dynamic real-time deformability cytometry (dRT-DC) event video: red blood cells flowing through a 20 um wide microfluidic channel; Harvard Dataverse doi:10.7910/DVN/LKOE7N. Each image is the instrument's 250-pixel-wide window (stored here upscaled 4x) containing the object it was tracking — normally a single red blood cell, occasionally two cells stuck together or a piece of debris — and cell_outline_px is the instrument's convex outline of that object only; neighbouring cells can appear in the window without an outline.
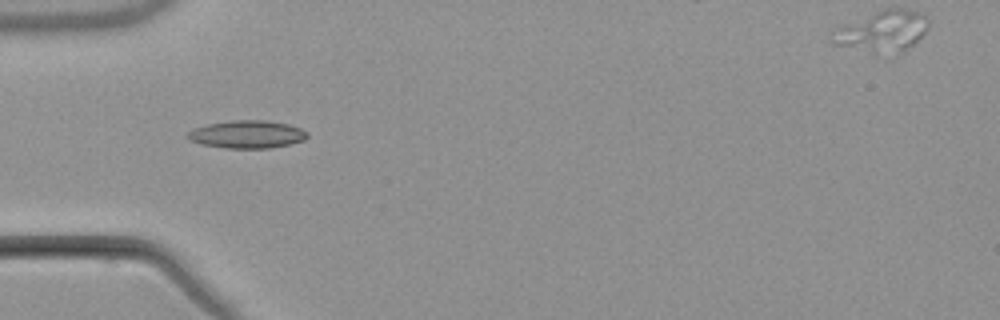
{"species": "common noctule bat (a hibernating species)", "species_latin": "Nyctalus noctula", "temperature_condition": "warm", "stored_images_in_passage": 6, "camera_frame_rate_fps": 3000, "um_per_image_px": 0.085, "animal": {"sex": "male", "body_mass_g": 21.5, "forearm_length_mm": 52.0}, "frame": {"image": 1, "passage_image": 5, "time_ms": 5.667, "image_size_px": [1000, 320], "cell_outline_px": [[308, 136], [304, 140], [288, 144], [268, 148], [224, 148], [200, 144], [188, 140], [184, 136], [188, 132], [196, 128], [208, 124], [232, 120], [264, 120], [288, 124], [300, 128], [308, 132]], "centroid_in_image_um": [20.97, 11.42], "position_along_channel_um": 64.0, "area_um2": 19.36}}
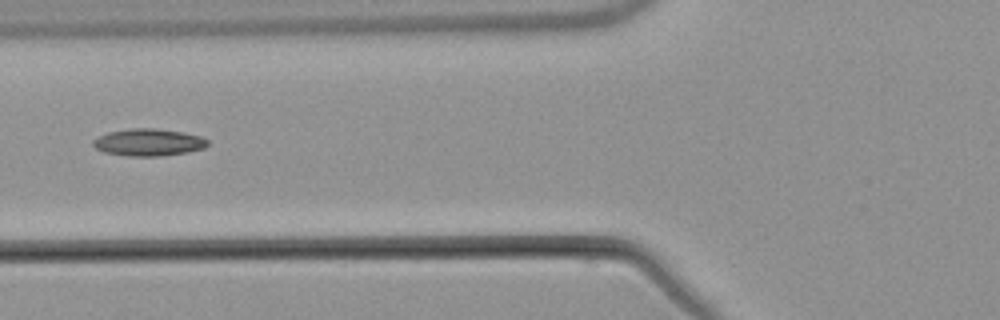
{"frame": {"image": 2, "passage_image": 6, "time_ms": 7.0, "image_size_px": [1000, 320], "cell_outline_px": [[208, 144], [204, 148], [188, 152], [160, 156], [128, 156], [104, 152], [96, 148], [92, 144], [92, 140], [108, 132], [132, 128], [156, 128], [184, 132], [200, 136], [208, 140]], "centroid_in_image_um": [12.63, 12.09], "position_along_channel_um": 113.2, "area_um2": 18.15}}